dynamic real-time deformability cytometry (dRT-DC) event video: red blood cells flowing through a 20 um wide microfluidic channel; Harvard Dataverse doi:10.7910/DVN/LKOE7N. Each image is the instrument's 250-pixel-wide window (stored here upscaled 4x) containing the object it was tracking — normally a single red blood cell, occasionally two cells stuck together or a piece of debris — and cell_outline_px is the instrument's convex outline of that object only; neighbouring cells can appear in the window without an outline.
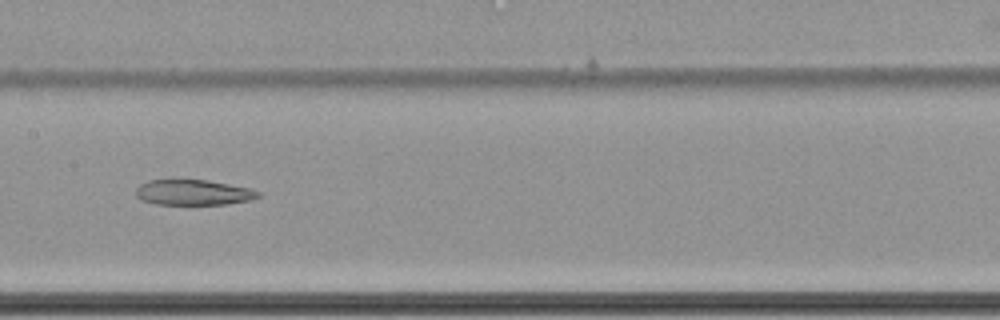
{"species": "common noctule bat (a hibernating species)", "species_latin": "Nyctalus noctula", "temperature_condition": "cold", "stored_images_in_passage": 41, "camera_frame_rate_fps": 3000, "um_per_image_px": 0.085, "animal": {"sex": "female", "body_mass_g": 22.7, "forearm_length_mm": 54.2}, "frame": {"image": 1, "passage_image": 12, "time_ms": 3.667, "image_size_px": [1000, 320], "cell_outline_px": [[260, 196], [252, 200], [228, 204], [156, 204], [140, 200], [136, 196], [136, 188], [140, 184], [148, 180], [208, 180], [252, 188], [260, 192]], "centroid_in_image_um": [16.46, 16.36], "position_along_channel_um": 190.9, "area_um2": 18.26}}
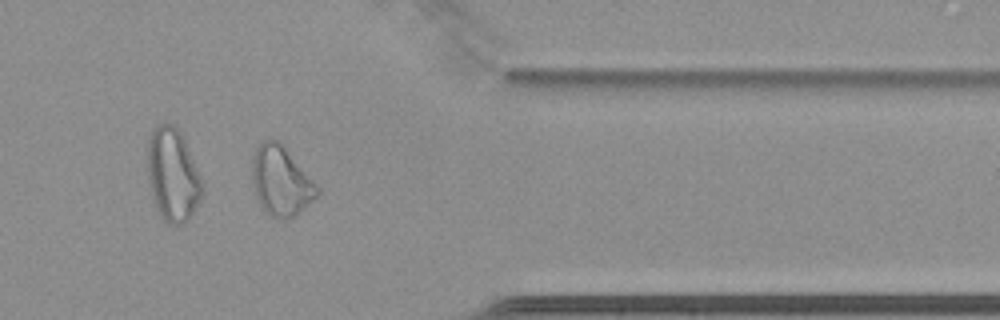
{"frame": {"image": 2, "passage_image": 30, "time_ms": 9.667, "image_size_px": [1000, 320], "cell_outline_px": [[320, 192], [296, 216], [288, 220], [280, 220], [268, 216], [264, 212], [256, 196], [252, 180], [252, 156], [256, 148], [264, 140], [272, 136], [280, 140], [320, 188]], "centroid_in_image_um": [23.87, 15.38], "position_along_channel_um": 387.5, "area_um2": 26.93}}
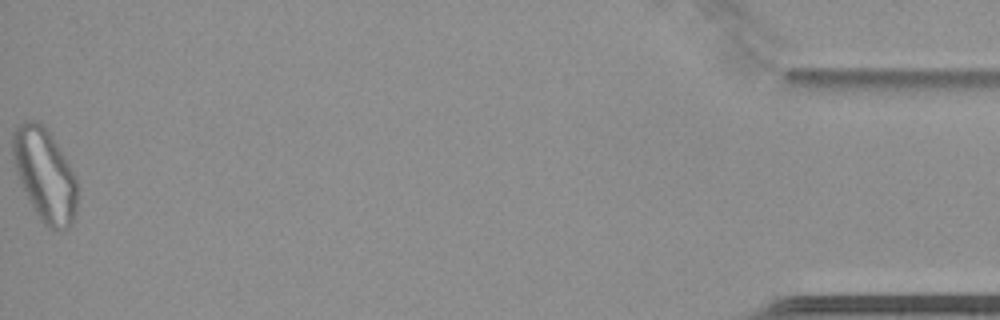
{"frame": {"image": 3, "passage_image": 41, "time_ms": 13.333, "image_size_px": [1000, 320], "cell_outline_px": [[76, 212], [72, 224], [68, 228], [48, 228], [40, 220], [20, 184], [12, 156], [12, 132], [16, 124], [24, 120], [36, 120], [52, 136], [76, 176]], "centroid_in_image_um": [3.78, 14.84], "position_along_channel_um": 431.4, "area_um2": 34.74}}